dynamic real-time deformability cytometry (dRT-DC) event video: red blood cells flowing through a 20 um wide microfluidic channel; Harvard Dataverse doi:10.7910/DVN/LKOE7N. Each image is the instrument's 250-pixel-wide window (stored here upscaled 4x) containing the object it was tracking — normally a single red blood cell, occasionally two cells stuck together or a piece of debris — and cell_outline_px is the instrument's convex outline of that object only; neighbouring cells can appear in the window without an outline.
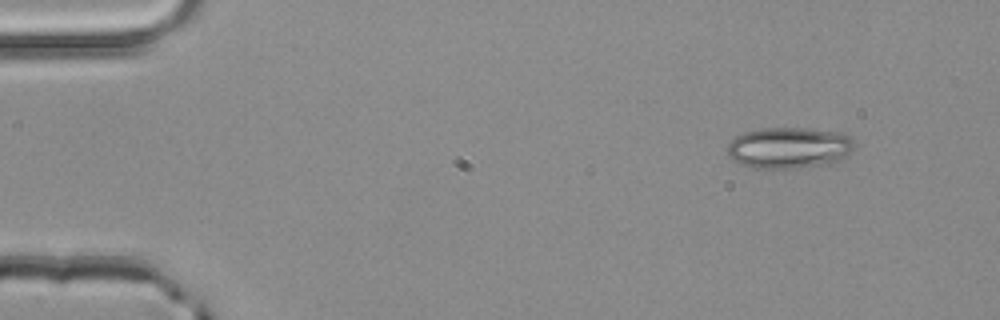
{"species": "common noctule bat (a hibernating species)", "species_latin": "Nyctalus noctula", "temperature_condition": "room temperature", "stored_images_in_passage": 48, "camera_frame_rate_fps": 3000, "um_per_image_px": 0.085, "animal": {"sex": "male", "body_mass_g": 20.4}, "frame": {"image": 1, "passage_image": 1, "time_ms": 0.0, "image_size_px": [1000, 320], "cell_outline_px": [[856, 144], [848, 156], [844, 160], [832, 164], [796, 168], [748, 168], [732, 160], [728, 156], [728, 144], [736, 136], [744, 132], [764, 128], [804, 128], [844, 132], [852, 136]], "centroid_in_image_um": [67.14, 12.57], "position_along_channel_um": 17.9, "area_um2": 31.27}}
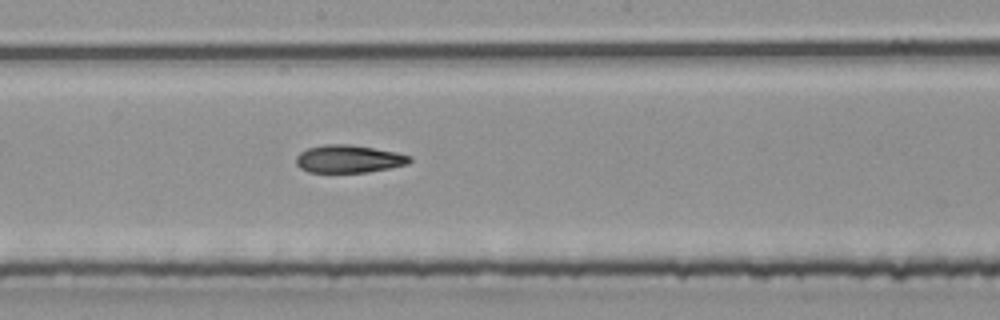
{"frame": {"image": 2, "passage_image": 24, "time_ms": 7.667, "image_size_px": [1000, 320], "cell_outline_px": [[412, 160], [408, 164], [368, 172], [308, 172], [300, 168], [296, 164], [296, 156], [300, 152], [308, 148], [324, 144], [348, 144], [396, 152], [412, 156]], "centroid_in_image_um": [29.63, 13.51], "position_along_channel_um": 218.6, "area_um2": 18.32}}
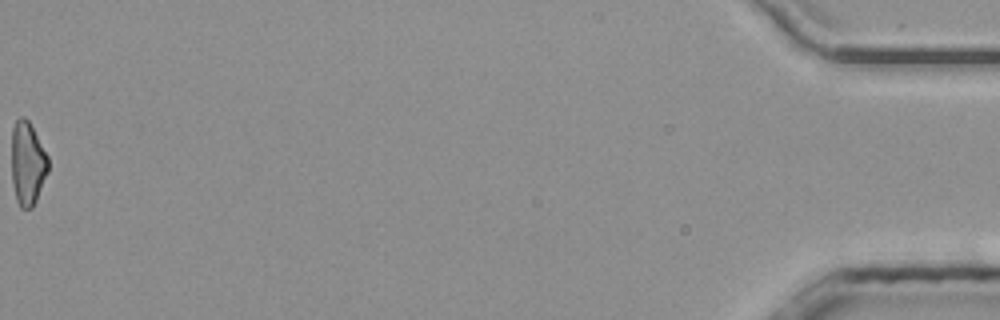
{"frame": {"image": 3, "passage_image": 48, "time_ms": 15.667, "image_size_px": [1000, 320], "cell_outline_px": [[48, 172], [36, 200], [32, 208], [20, 208], [16, 200], [12, 184], [12, 128], [16, 120], [20, 116], [24, 116], [28, 120], [48, 156]], "centroid_in_image_um": [2.33, 13.9], "position_along_channel_um": 432.9, "area_um2": 17.8}, "authors_computed_cell_mechanics": {"area_um2": 18.785, "velocity_mm_per_s": 4.0268, "shape_relaxation_time_tau1_ms": 7.3845, "shape_relaxation_time_tau2_ms": 4.924, "deformation_change_tau1": 0.1788, "deformation_change_tau2": 0.1439}}